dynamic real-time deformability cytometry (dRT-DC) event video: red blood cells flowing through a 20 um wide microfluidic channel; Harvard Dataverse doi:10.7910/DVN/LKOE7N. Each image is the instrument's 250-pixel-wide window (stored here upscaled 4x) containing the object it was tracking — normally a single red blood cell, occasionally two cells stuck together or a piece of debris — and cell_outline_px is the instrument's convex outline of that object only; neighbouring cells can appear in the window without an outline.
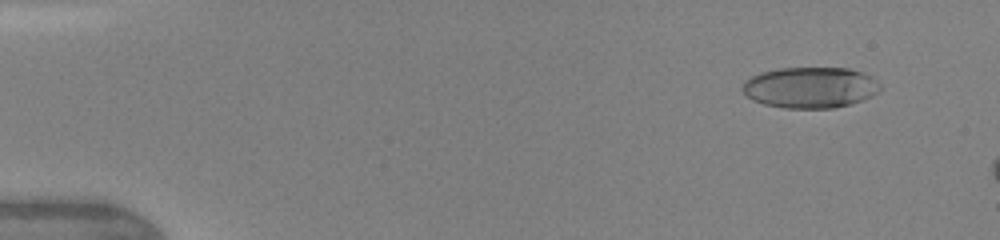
{"species": "human", "species_latin": "Homo sapiens", "temperature_condition": "warm", "stored_images_in_passage": 5, "camera_frame_rate_fps": 3000, "um_per_image_px": 0.085, "donor": {"sex": "female"}, "frame": {"image": 1, "passage_image": 2, "time_ms": 1.0, "image_size_px": [1000, 240], "cell_outline_px": [[880, 88], [872, 96], [848, 104], [832, 108], [784, 108], [764, 104], [752, 100], [744, 92], [744, 80], [760, 72], [780, 68], [848, 68], [860, 72], [876, 80], [880, 84]], "centroid_in_image_um": [68.84, 7.43], "position_along_channel_um": 16.2, "area_um2": 32.54}}